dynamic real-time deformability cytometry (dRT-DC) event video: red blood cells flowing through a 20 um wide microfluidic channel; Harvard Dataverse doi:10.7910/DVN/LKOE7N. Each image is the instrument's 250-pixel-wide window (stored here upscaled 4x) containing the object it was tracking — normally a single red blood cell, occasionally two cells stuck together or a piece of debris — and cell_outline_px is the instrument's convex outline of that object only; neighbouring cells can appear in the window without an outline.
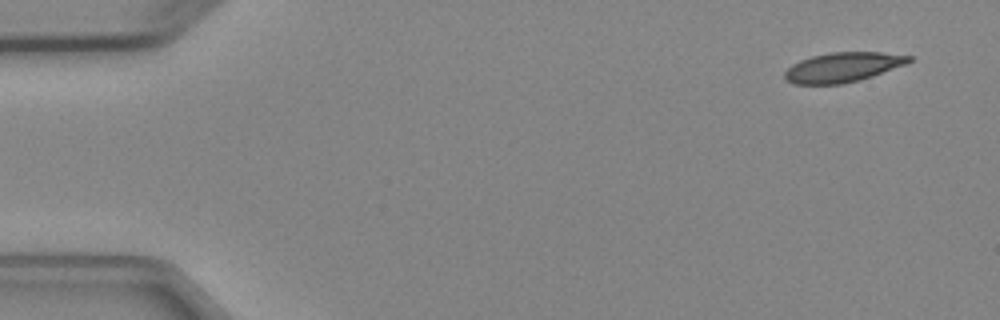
{"species": "Egyptian fruit bat (a non-hibernating species)", "species_latin": "Rousettus aegyptiacus", "temperature_condition": "cold", "stored_images_in_passage": 3, "camera_frame_rate_fps": 3000, "um_per_image_px": 0.085, "animal": {"sex": "female"}, "frame": {"image": 1, "passage_image": 1, "time_ms": 0.0, "image_size_px": [1000, 320], "cell_outline_px": [[912, 60], [908, 64], [860, 80], [840, 84], [792, 84], [784, 80], [784, 72], [792, 64], [800, 60], [812, 56], [828, 52], [880, 52], [912, 56]], "centroid_in_image_um": [71.63, 5.72], "position_along_channel_um": 13.4, "area_um2": 21.68}}